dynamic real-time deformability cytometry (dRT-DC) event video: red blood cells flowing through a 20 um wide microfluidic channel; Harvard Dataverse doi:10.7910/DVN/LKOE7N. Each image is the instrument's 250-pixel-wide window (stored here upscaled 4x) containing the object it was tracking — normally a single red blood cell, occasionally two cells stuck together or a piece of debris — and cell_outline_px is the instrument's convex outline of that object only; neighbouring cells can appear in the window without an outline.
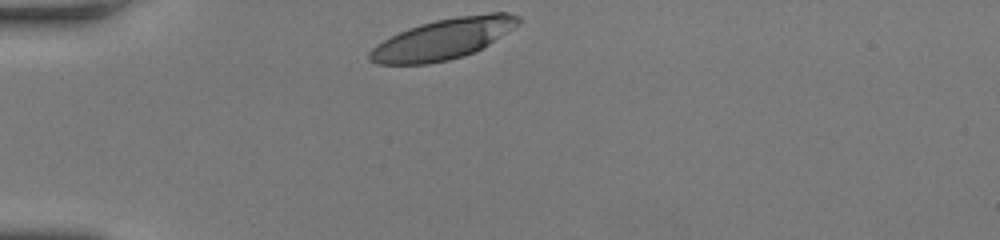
{"species": "human", "species_latin": "Homo sapiens", "temperature_condition": "room temperature", "stored_images_in_passage": 31, "camera_frame_rate_fps": 3000, "um_per_image_px": 0.085, "donor": {"sex": "female"}, "frame": {"image": 1, "passage_image": 1, "time_ms": 0.0, "image_size_px": [1000, 240], "cell_outline_px": [[520, 20], [512, 28], [488, 44], [464, 56], [448, 60], [428, 64], [376, 64], [368, 60], [368, 52], [376, 44], [408, 28], [420, 24], [436, 20], [456, 16], [492, 12], [508, 12], [520, 16]], "centroid_in_image_um": [37.63, 3.31], "position_along_channel_um": 47.4, "area_um2": 34.85}}
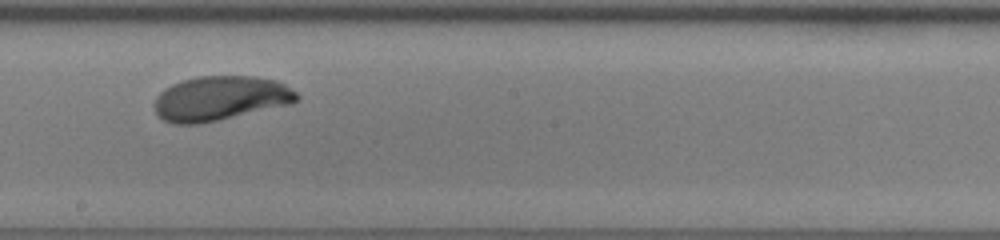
{"frame": {"image": 2, "passage_image": 18, "time_ms": 5.667, "image_size_px": [1000, 240], "cell_outline_px": [[300, 96], [292, 104], [220, 120], [200, 124], [172, 124], [164, 120], [156, 112], [152, 104], [156, 96], [164, 88], [172, 84], [196, 76], [256, 76], [276, 80], [284, 84], [296, 92]], "centroid_in_image_um": [18.71, 8.36], "position_along_channel_um": 229.5, "area_um2": 37.28}}
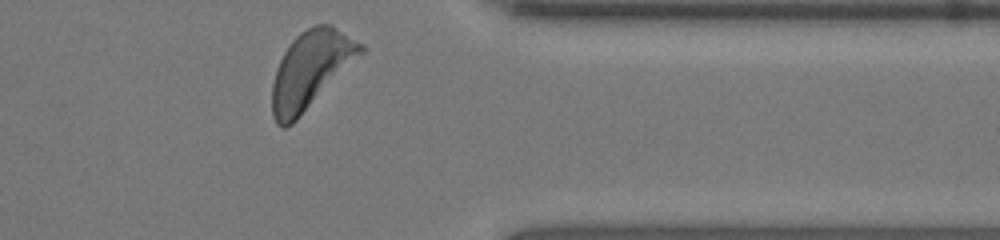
{"frame": {"image": 3, "passage_image": 31, "time_ms": 10.0, "image_size_px": [1000, 240], "cell_outline_px": [[364, 52], [292, 124], [284, 128], [280, 128], [276, 124], [272, 116], [272, 84], [276, 68], [284, 52], [292, 40], [300, 32], [316, 24], [332, 24], [364, 44]], "centroid_in_image_um": [26.4, 5.92], "position_along_channel_um": 385.0, "area_um2": 39.59}, "authors_computed_cell_mechanics": {"area_um2": 36.9342, "velocity_mm_per_s": 3.7639, "shape_relaxation_time_tau1_ms": 4.9054, "shape_relaxation_time_tau2_ms": null, "deformation_change_tau1": 0.2299, "deformation_change_tau2": null}}